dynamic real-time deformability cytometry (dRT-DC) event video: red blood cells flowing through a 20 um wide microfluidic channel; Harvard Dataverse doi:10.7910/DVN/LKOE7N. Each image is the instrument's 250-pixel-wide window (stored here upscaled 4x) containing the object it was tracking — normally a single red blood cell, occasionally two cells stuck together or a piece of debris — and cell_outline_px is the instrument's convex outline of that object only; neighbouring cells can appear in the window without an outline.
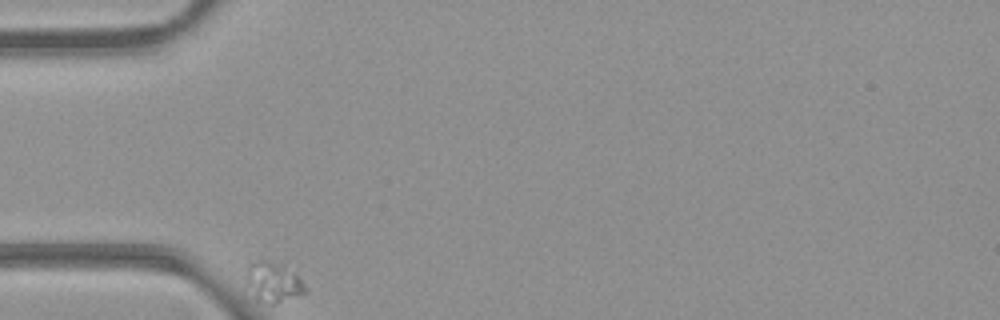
{"species": "common noctule bat (a hibernating species)", "species_latin": "Nyctalus noctula", "temperature_condition": "room temperature", "stored_images_in_passage": 5, "camera_frame_rate_fps": 3000, "um_per_image_px": 0.085, "animal": {"sex": "female", "body_mass_g": 21.9}, "frame": {"image": 1, "passage_image": 1, "time_ms": 0.0, "image_size_px": [1000, 320], "cell_outline_px": [[308, 292], [276, 304], [268, 304], [260, 300], [244, 284], [244, 276], [248, 264], [252, 260], [284, 260], [308, 288]], "centroid_in_image_um": [23.23, 23.9], "position_along_channel_um": 61.8, "area_um2": 14.68}}